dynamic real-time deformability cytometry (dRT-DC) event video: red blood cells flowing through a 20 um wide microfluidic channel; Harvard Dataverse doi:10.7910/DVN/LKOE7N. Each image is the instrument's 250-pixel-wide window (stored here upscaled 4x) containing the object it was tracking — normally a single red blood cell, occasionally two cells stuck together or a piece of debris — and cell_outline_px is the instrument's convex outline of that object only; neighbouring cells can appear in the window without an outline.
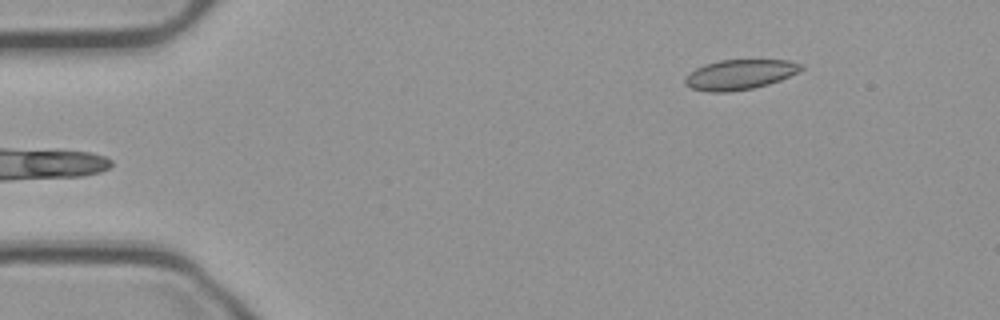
{"species": "common noctule bat (a hibernating species)", "species_latin": "Nyctalus noctula", "temperature_condition": "cold", "stored_images_in_passage": 49, "camera_frame_rate_fps": 3000, "um_per_image_px": 0.085, "animal": {"sex": "male", "body_mass_g": 23.1, "forearm_length_mm": 52.7}, "frame": {"image": 1, "passage_image": 1, "time_ms": 0.0, "image_size_px": [1000, 320], "cell_outline_px": [[804, 68], [800, 72], [780, 80], [768, 84], [752, 88], [728, 92], [708, 92], [692, 88], [684, 84], [684, 76], [696, 68], [704, 64], [720, 60], [788, 60], [804, 64]], "centroid_in_image_um": [62.89, 6.33], "position_along_channel_um": 22.1, "area_um2": 20.46}}
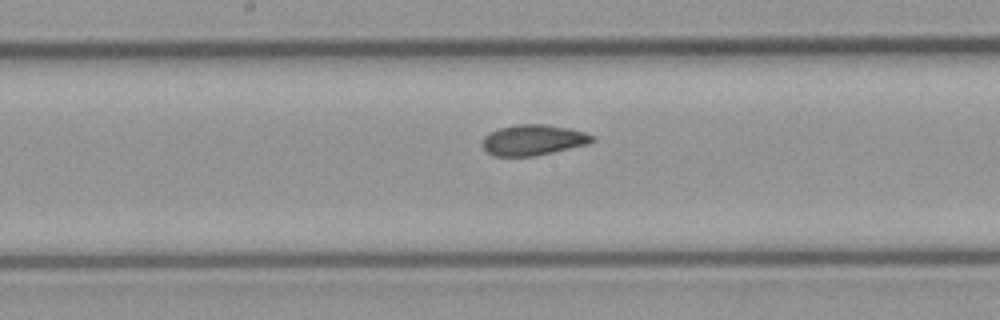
{"frame": {"image": 2, "passage_image": 22, "time_ms": 7.0, "image_size_px": [1000, 320], "cell_outline_px": [[596, 140], [588, 144], [536, 156], [492, 156], [484, 148], [484, 136], [488, 132], [512, 124], [544, 124], [568, 128], [584, 132], [596, 136]], "centroid_in_image_um": [45.34, 11.89], "position_along_channel_um": 202.9, "area_um2": 19.71}}
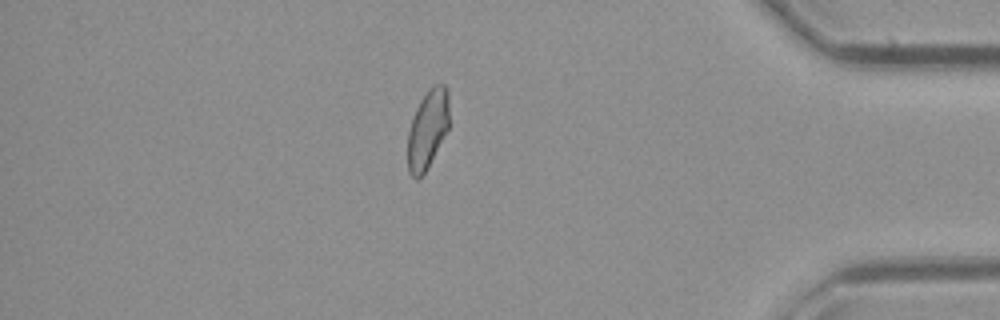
{"frame": {"image": 3, "passage_image": 41, "time_ms": 13.333, "image_size_px": [1000, 320], "cell_outline_px": [[448, 128], [424, 172], [416, 180], [408, 172], [408, 132], [416, 108], [420, 100], [428, 88], [432, 84], [444, 84], [448, 88]], "centroid_in_image_um": [36.34, 10.92], "position_along_channel_um": 398.9, "area_um2": 18.73}, "authors_computed_cell_mechanics": {"area_um2": 20.0566, "velocity_mm_per_s": 3.7189, "shape_relaxation_time_tau1_ms": null, "shape_relaxation_time_tau2_ms": 2.5822, "deformation_change_tau1": null, "deformation_change_tau2": 0.0455}}